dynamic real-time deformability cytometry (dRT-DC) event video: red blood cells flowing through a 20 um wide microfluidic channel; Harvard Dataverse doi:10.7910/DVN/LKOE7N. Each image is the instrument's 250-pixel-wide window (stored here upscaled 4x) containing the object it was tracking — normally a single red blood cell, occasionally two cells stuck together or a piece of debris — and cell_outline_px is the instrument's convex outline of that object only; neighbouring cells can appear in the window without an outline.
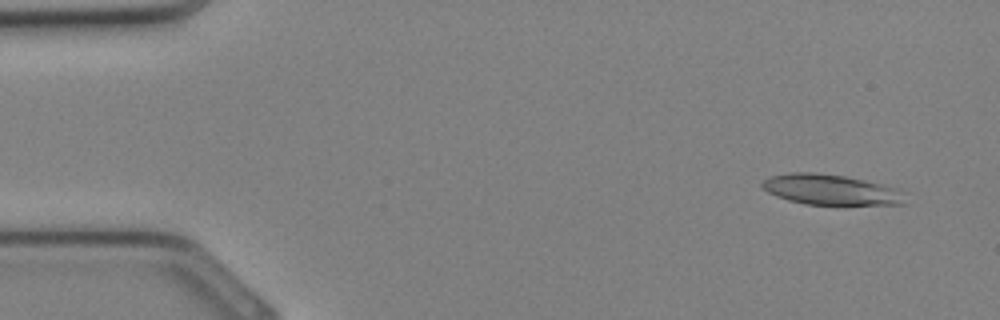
{"species": "Egyptian fruit bat (a non-hibernating species)", "species_latin": "Rousettus aegyptiacus", "temperature_condition": "cold", "stored_images_in_passage": 7, "camera_frame_rate_fps": 3000, "um_per_image_px": 0.085, "animal": {"sex": "female"}, "frame": {"image": 1, "passage_image": 2, "time_ms": 0.333, "image_size_px": [1000, 320], "cell_outline_px": [[908, 192], [904, 204], [804, 204], [788, 200], [776, 196], [760, 188], [760, 184], [764, 180], [772, 176], [788, 172], [816, 172], [844, 176], [864, 180], [896, 188]], "centroid_in_image_um": [70.61, 16.11], "position_along_channel_um": 14.4, "area_um2": 25.43}}